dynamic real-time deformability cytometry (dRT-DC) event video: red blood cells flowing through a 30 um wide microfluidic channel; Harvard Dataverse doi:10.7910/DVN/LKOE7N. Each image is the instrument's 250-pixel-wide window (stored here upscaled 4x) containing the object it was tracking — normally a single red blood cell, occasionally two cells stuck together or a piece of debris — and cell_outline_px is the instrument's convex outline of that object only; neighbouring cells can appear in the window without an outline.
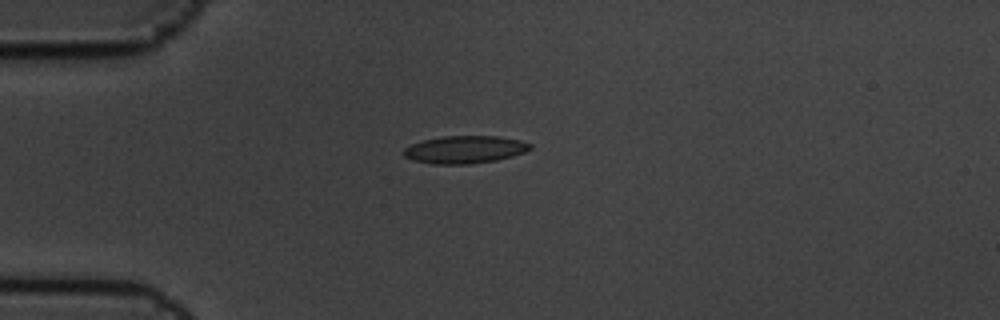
{"species": "common noctule bat (a hibernating species)", "species_latin": "Nyctalus noctula", "temperature_condition": "cold", "stored_images_in_passage": 3, "camera_frame_rate_fps": 3000, "um_per_image_px": 0.085, "animal": {"sex": "male", "body_mass_g": 19.5, "forearm_length_mm": 54.6}, "frame": {"image": 1, "passage_image": 1, "time_ms": 0.0, "image_size_px": [1000, 320], "cell_outline_px": [[532, 148], [524, 152], [512, 156], [496, 160], [468, 164], [432, 164], [412, 160], [404, 156], [404, 148], [412, 144], [424, 140], [440, 136], [496, 136], [520, 140], [532, 144]], "centroid_in_image_um": [39.5, 12.71], "position_along_channel_um": 45.5, "area_um2": 20.29}}
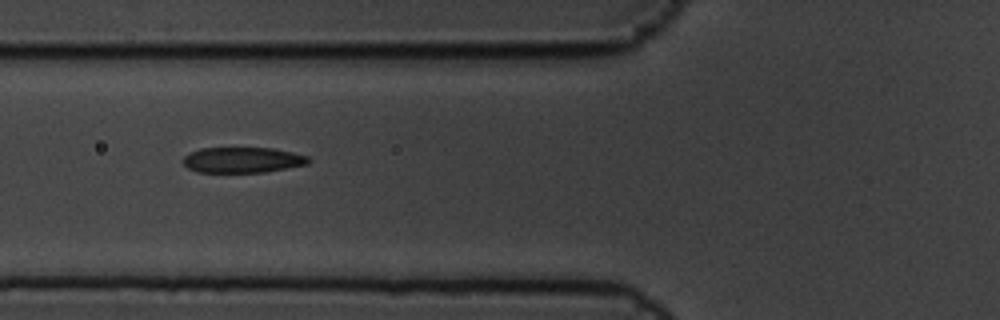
{"frame": {"image": 2, "passage_image": 3, "time_ms": 0.667, "image_size_px": [1000, 320], "cell_outline_px": [[312, 160], [308, 164], [264, 172], [196, 172], [188, 168], [180, 160], [188, 152], [200, 148], [272, 148], [292, 152], [308, 156]], "centroid_in_image_um": [20.58, 13.59], "position_along_channel_um": 105.2, "area_um2": 18.84}}